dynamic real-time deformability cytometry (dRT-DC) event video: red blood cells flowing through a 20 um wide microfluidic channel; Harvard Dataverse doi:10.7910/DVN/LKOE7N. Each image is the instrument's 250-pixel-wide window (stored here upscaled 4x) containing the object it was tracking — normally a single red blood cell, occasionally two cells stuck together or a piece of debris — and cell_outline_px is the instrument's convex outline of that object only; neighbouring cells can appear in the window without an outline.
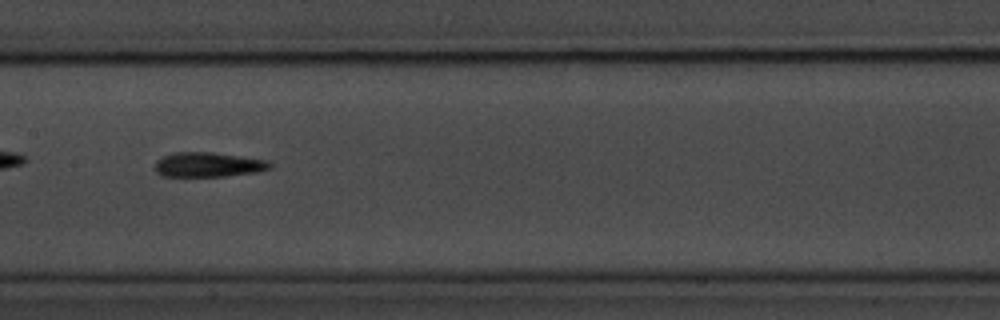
{"species": "common noctule bat (a hibernating species)", "species_latin": "Nyctalus noctula", "temperature_condition": "room temperature", "stored_images_in_passage": 40, "camera_frame_rate_fps": 3000, "um_per_image_px": 0.085, "animal": {"sex": "male", "body_mass_g": 20.1, "forearm_length_mm": 53.5}, "frame": {"image": 1, "passage_image": 12, "time_ms": 3.667, "image_size_px": [1000, 320], "cell_outline_px": [[272, 168], [256, 172], [224, 176], [160, 176], [156, 172], [156, 160], [164, 156], [176, 152], [212, 152], [268, 160], [272, 164]], "centroid_in_image_um": [17.71, 13.99], "position_along_channel_um": 189.7, "area_um2": 16.47}}
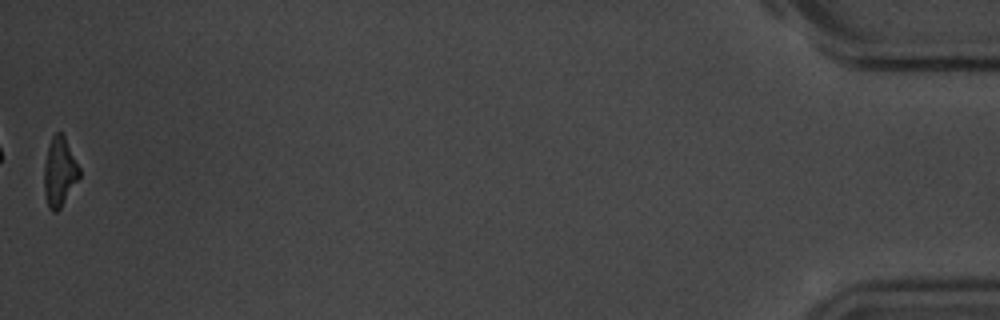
{"frame": {"image": 2, "passage_image": 40, "time_ms": 13.0, "image_size_px": [1000, 320], "cell_outline_px": [[80, 176], [60, 208], [56, 212], [52, 212], [48, 208], [44, 192], [44, 164], [48, 148], [52, 136], [56, 132], [60, 132], [64, 136], [80, 168]], "centroid_in_image_um": [5.05, 14.63], "position_along_channel_um": 430.2, "area_um2": 14.05}, "authors_computed_cell_mechanics": {"area_um2": 15.7794, "velocity_mm_per_s": 3.608, "shape_relaxation_time_tau1_ms": 3.3074, "shape_relaxation_time_tau2_ms": 6.6585, "deformation_change_tau1": 0.1409, "deformation_change_tau2": 0.1883}}